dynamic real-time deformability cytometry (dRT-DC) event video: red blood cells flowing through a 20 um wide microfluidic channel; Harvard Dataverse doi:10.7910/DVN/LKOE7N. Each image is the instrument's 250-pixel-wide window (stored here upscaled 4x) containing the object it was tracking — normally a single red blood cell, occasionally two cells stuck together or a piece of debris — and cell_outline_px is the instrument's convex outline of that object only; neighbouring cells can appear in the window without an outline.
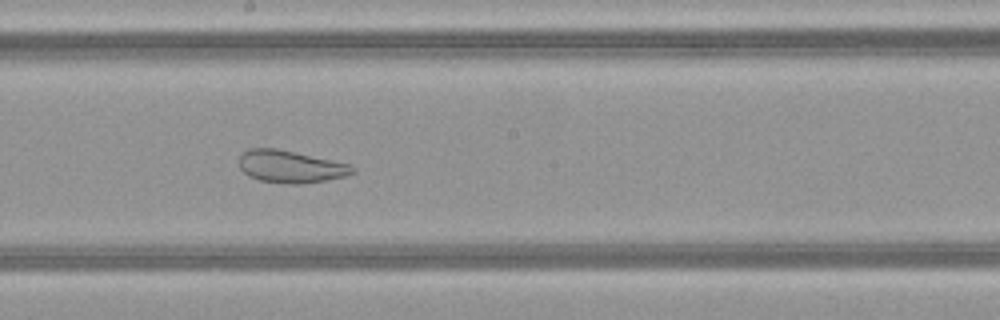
{"species": "common noctule bat (a hibernating species)", "species_latin": "Nyctalus noctula", "temperature_condition": "warm", "stored_images_in_passage": 48, "camera_frame_rate_fps": 3000, "um_per_image_px": 0.085, "animal": {"sex": "female", "body_mass_g": 21.9}, "frame": {"image": 1, "passage_image": 26, "time_ms": 8.333, "image_size_px": [1000, 320], "cell_outline_px": [[356, 172], [344, 176], [328, 180], [300, 184], [288, 184], [260, 180], [248, 176], [240, 168], [240, 156], [248, 148], [276, 148], [348, 164], [356, 168]], "centroid_in_image_um": [24.69, 14.17], "position_along_channel_um": 223.5, "area_um2": 21.15}}
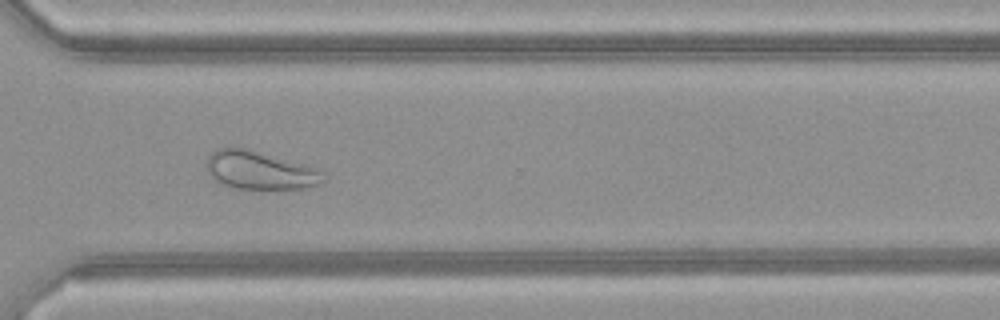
{"frame": {"image": 2, "passage_image": 35, "time_ms": 11.333, "image_size_px": [1000, 320], "cell_outline_px": [[324, 180], [320, 184], [308, 188], [236, 188], [220, 184], [212, 180], [208, 172], [208, 156], [216, 148], [228, 144], [232, 144], [248, 148], [304, 164], [316, 168], [324, 172]], "centroid_in_image_um": [22.04, 14.43], "position_along_channel_um": 348.6, "area_um2": 26.47}}
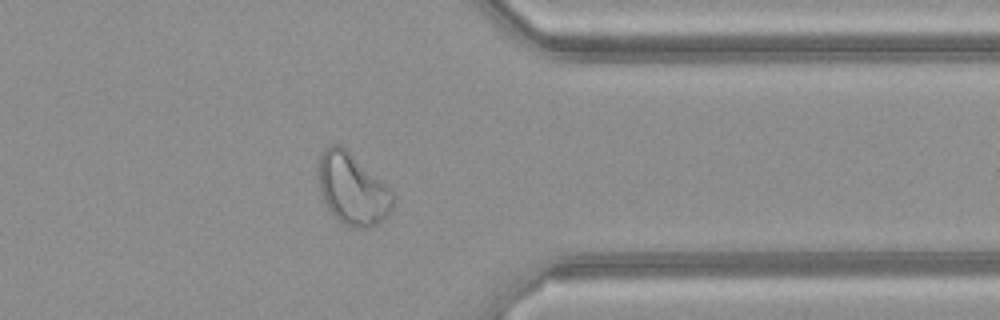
{"frame": {"image": 3, "passage_image": 38, "time_ms": 12.333, "image_size_px": [1000, 320], "cell_outline_px": [[392, 208], [388, 216], [384, 220], [372, 228], [356, 228], [344, 224], [324, 204], [320, 192], [316, 172], [320, 156], [324, 148], [328, 144], [340, 144], [384, 184], [392, 192]], "centroid_in_image_um": [29.91, 16.08], "position_along_channel_um": 381.5, "area_um2": 30.87}}